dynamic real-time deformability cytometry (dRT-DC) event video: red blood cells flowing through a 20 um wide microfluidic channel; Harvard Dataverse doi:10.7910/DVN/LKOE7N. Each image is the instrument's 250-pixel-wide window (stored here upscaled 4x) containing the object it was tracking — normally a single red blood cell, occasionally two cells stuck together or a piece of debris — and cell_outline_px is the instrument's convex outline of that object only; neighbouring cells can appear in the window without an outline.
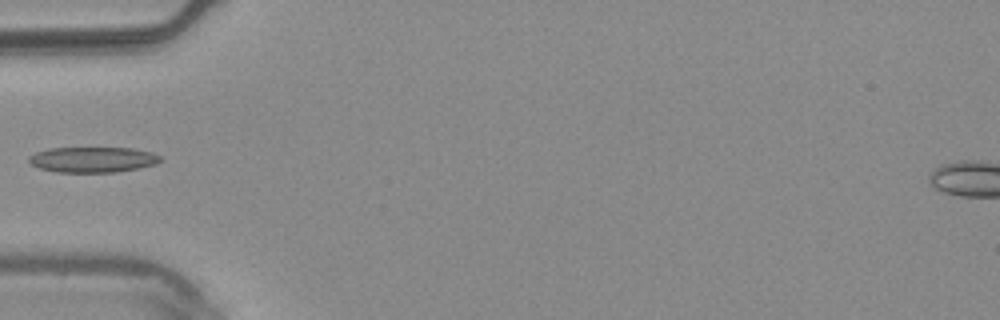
{"species": "common noctule bat (a hibernating species)", "species_latin": "Nyctalus noctula", "temperature_condition": "warm", "stored_images_in_passage": 2, "camera_frame_rate_fps": 3000, "um_per_image_px": 0.085, "animal": {"sex": "male", "body_mass_g": 20.4}, "frame": {"image": 1, "passage_image": 1, "time_ms": 0.0, "image_size_px": [1000, 320], "cell_outline_px": [[160, 160], [156, 164], [140, 168], [116, 172], [56, 172], [40, 168], [32, 164], [28, 160], [28, 156], [36, 152], [48, 148], [132, 148], [152, 152], [160, 156]], "centroid_in_image_um": [7.88, 13.56], "position_along_channel_um": 77.1, "area_um2": 19.54}}